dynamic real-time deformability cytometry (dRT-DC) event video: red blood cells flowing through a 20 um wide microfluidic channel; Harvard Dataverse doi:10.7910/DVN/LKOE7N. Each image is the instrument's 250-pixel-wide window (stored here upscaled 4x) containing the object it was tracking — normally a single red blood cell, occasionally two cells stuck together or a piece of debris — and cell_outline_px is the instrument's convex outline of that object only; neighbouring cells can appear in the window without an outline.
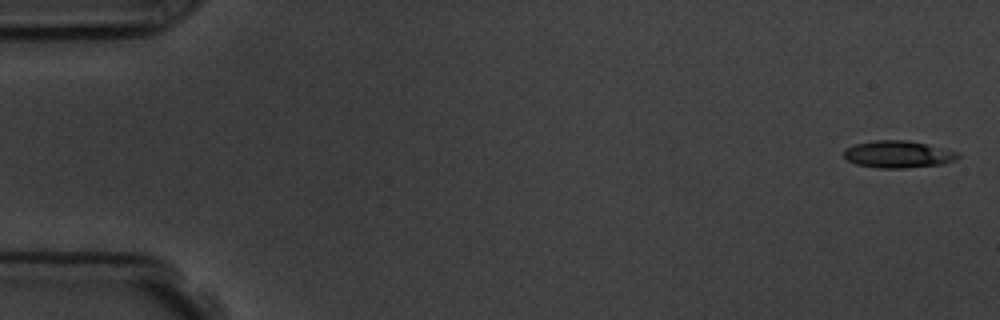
{"species": "common noctule bat (a hibernating species)", "species_latin": "Nyctalus noctula", "temperature_condition": "room temperature", "stored_images_in_passage": 5, "camera_frame_rate_fps": 3000, "um_per_image_px": 0.085, "animal": {"sex": "male", "body_mass_g": 19.5, "forearm_length_mm": 54.6}, "frame": {"image": 1, "passage_image": 1, "time_ms": 0.0, "image_size_px": [1000, 320], "cell_outline_px": [[960, 156], [956, 160], [944, 164], [904, 168], [876, 168], [856, 164], [848, 160], [844, 156], [844, 148], [856, 144], [876, 140], [908, 140], [956, 152]], "centroid_in_image_um": [76.31, 13.13], "position_along_channel_um": 8.7, "area_um2": 17.86}}
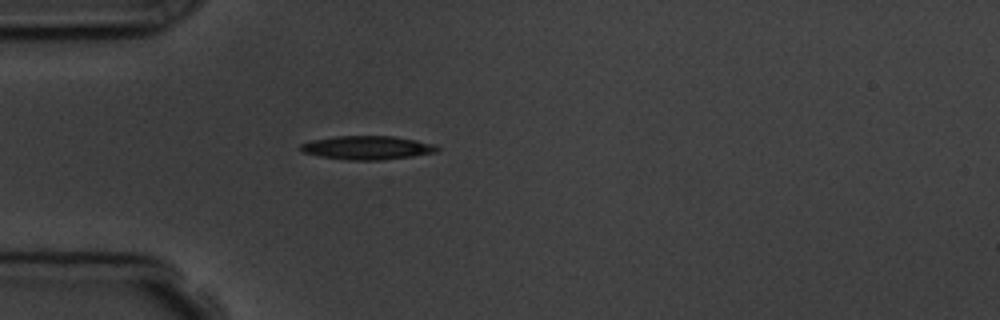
{"frame": {"image": 2, "passage_image": 5, "time_ms": 4.667, "image_size_px": [1000, 320], "cell_outline_px": [[440, 148], [436, 152], [412, 156], [380, 160], [348, 160], [320, 156], [304, 152], [300, 148], [300, 144], [312, 140], [336, 136], [392, 136], [416, 140], [436, 144]], "centroid_in_image_um": [31.24, 12.55], "position_along_channel_um": 53.8, "area_um2": 18.73}}